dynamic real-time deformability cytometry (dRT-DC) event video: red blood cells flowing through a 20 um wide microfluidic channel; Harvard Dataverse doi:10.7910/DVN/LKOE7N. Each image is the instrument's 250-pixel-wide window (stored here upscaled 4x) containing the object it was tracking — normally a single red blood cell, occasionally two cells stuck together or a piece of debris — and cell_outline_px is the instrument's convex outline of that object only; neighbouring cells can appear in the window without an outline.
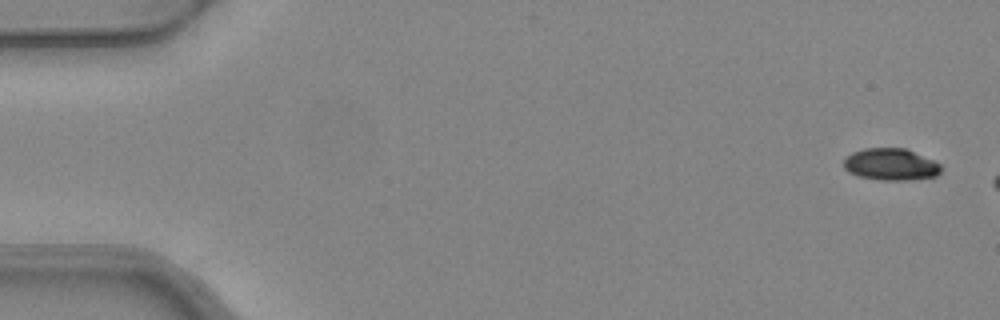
{"species": "common noctule bat (a hibernating species)", "species_latin": "Nyctalus noctula", "temperature_condition": "warm", "stored_images_in_passage": 3, "camera_frame_rate_fps": 3000, "um_per_image_px": 0.085, "animal": {"sex": "female", "body_mass_g": 24.6, "forearm_length_mm": 56.2}, "frame": {"image": 1, "passage_image": 1, "time_ms": 0.0, "image_size_px": [1000, 320], "cell_outline_px": [[940, 172], [936, 176], [912, 180], [880, 180], [856, 176], [848, 172], [844, 168], [844, 160], [852, 152], [864, 148], [904, 148], [932, 160], [940, 164]], "centroid_in_image_um": [75.68, 13.99], "position_along_channel_um": 9.3, "area_um2": 18.03}}